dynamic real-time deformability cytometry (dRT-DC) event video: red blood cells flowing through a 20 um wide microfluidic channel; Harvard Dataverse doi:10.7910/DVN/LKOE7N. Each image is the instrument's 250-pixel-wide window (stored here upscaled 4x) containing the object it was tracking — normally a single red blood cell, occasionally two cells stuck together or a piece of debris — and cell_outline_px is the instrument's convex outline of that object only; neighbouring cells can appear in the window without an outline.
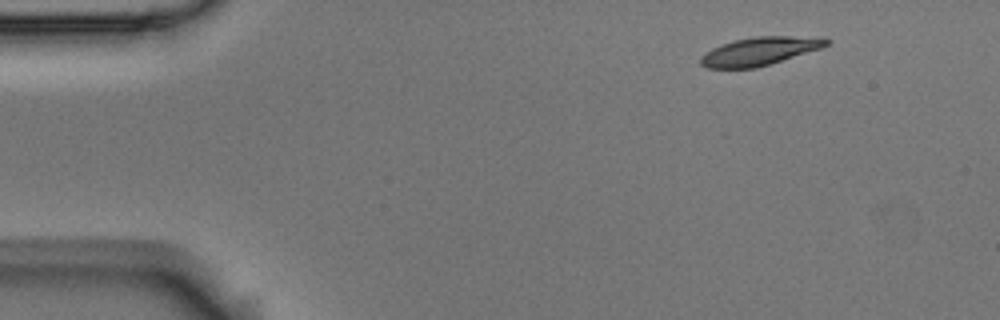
{"species": "Egyptian fruit bat (a non-hibernating species)", "species_latin": "Rousettus aegyptiacus", "temperature_condition": "room temperature", "stored_images_in_passage": 9, "camera_frame_rate_fps": 3000, "um_per_image_px": 0.085, "animal": {"sex": "male"}, "frame": {"image": 1, "passage_image": 1, "time_ms": 0.0, "image_size_px": [1000, 320], "cell_outline_px": [[832, 40], [828, 44], [820, 48], [756, 68], [708, 68], [700, 64], [700, 56], [712, 48], [720, 44], [736, 40], [756, 36], [824, 36]], "centroid_in_image_um": [64.59, 4.33], "position_along_channel_um": 20.4, "area_um2": 20.69}}
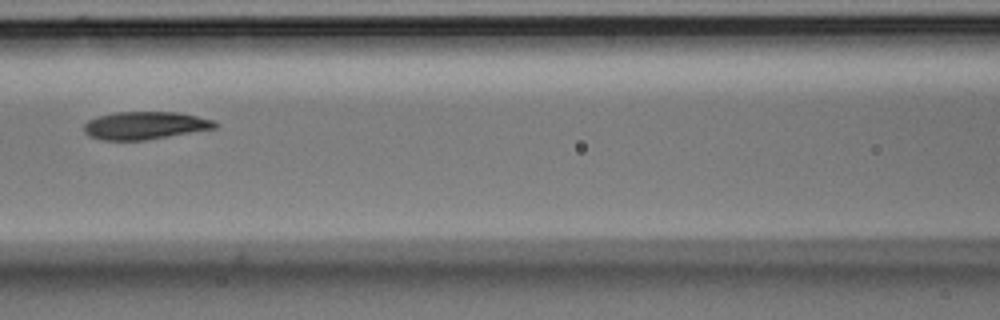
{"frame": {"image": 2, "passage_image": 6, "time_ms": 1.667, "image_size_px": [1000, 320], "cell_outline_px": [[220, 124], [216, 128], [144, 140], [100, 140], [88, 136], [84, 132], [84, 124], [88, 120], [100, 116], [116, 112], [180, 112], [216, 120]], "centroid_in_image_um": [12.35, 10.66], "position_along_channel_um": 154.2, "area_um2": 21.27}}
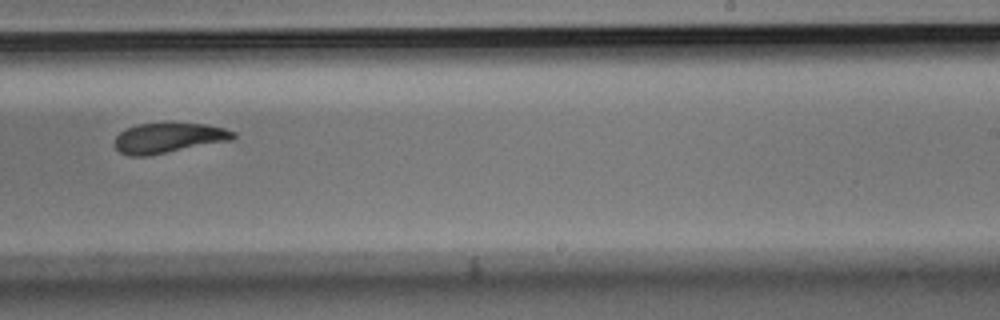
{"frame": {"image": 3, "passage_image": 9, "time_ms": 2.667, "image_size_px": [1000, 320], "cell_outline_px": [[236, 136], [232, 140], [148, 156], [128, 156], [120, 152], [116, 148], [116, 136], [120, 132], [136, 124], [168, 120], [208, 124], [224, 128], [236, 132]], "centroid_in_image_um": [14.36, 11.67], "position_along_channel_um": 274.6, "area_um2": 21.62}}